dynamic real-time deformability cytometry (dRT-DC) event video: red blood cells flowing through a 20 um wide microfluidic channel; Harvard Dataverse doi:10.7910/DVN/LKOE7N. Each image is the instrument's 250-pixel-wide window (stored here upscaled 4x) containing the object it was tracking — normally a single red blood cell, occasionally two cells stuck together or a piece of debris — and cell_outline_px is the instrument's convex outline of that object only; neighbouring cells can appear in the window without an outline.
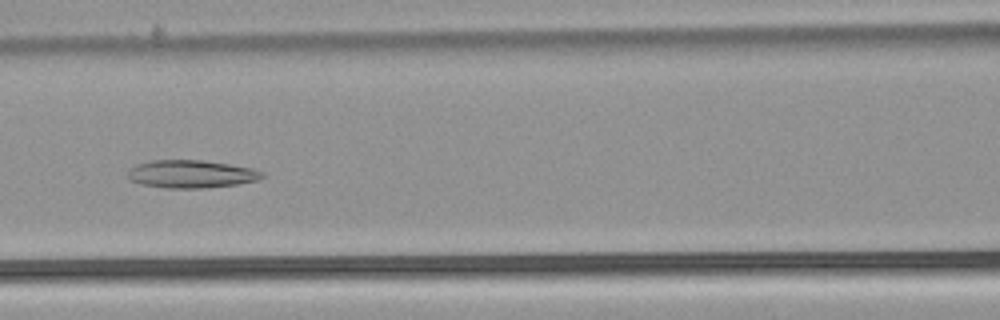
{"species": "common noctule bat (a hibernating species)", "species_latin": "Nyctalus noctula", "temperature_condition": "warm", "stored_images_in_passage": 6, "camera_frame_rate_fps": 3000, "um_per_image_px": 0.085, "animal": {"sex": "male", "body_mass_g": 21.5, "forearm_length_mm": 52.0}, "frame": {"image": 1, "passage_image": 6, "time_ms": 1.667, "image_size_px": [1000, 320], "cell_outline_px": [[264, 176], [260, 180], [236, 184], [204, 188], [164, 188], [140, 184], [128, 180], [128, 172], [136, 164], [152, 160], [204, 160], [252, 168], [264, 172]], "centroid_in_image_um": [16.25, 14.79], "position_along_channel_um": 150.4, "area_um2": 21.91}}